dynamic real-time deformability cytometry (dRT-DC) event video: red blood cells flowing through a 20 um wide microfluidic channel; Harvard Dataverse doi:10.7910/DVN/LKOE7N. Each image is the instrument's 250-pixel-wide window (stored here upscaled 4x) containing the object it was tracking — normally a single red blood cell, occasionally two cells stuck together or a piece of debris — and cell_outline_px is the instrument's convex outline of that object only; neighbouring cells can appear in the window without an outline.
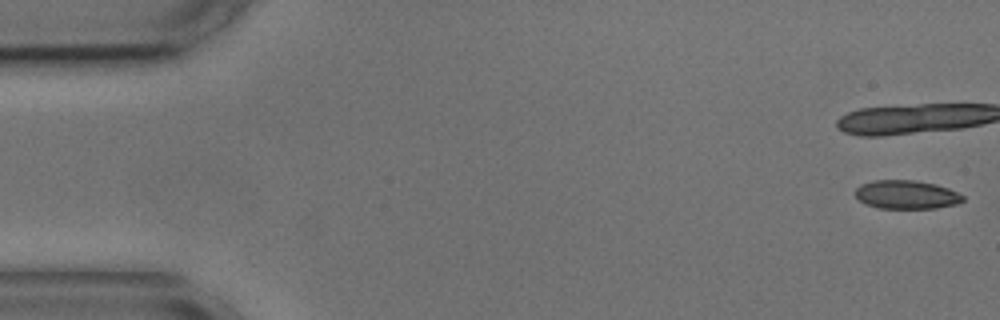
{"species": "common noctule bat (a hibernating species)", "species_latin": "Nyctalus noctula", "temperature_condition": "cold", "stored_images_in_passage": 11, "camera_frame_rate_fps": 3000, "um_per_image_px": 0.085, "animal": {"sex": "male", "body_mass_g": 17.9, "forearm_length_mm": 54.2}, "frame": {"image": 1, "passage_image": 1, "time_ms": 0.0, "image_size_px": [1000, 320], "cell_outline_px": [[964, 200], [956, 204], [936, 208], [880, 208], [864, 204], [856, 196], [856, 188], [860, 184], [872, 180], [916, 180], [936, 184], [948, 188], [964, 196]], "centroid_in_image_um": [77.03, 16.53], "position_along_channel_um": 8.0, "area_um2": 17.98}}
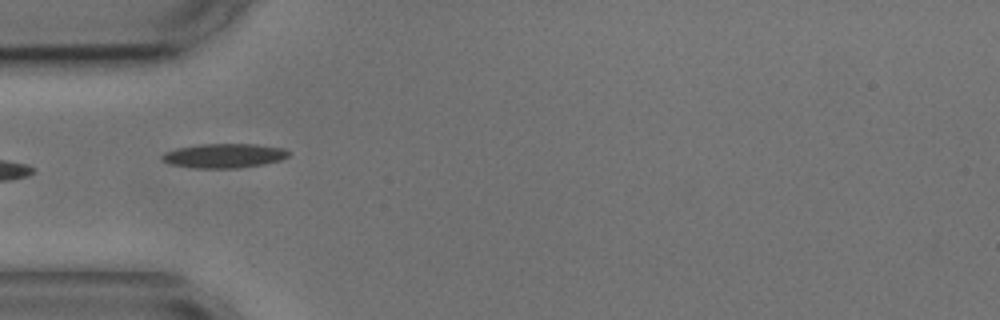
{"frame": {"image": 2, "passage_image": 5, "time_ms": 5.667, "image_size_px": [1000, 320], "cell_outline_px": [[292, 152], [288, 156], [280, 160], [264, 164], [236, 168], [196, 168], [172, 164], [160, 160], [160, 156], [164, 152], [176, 148], [200, 144], [256, 144], [284, 148]], "centroid_in_image_um": [19.05, 13.23], "position_along_channel_um": 66.0, "area_um2": 18.03}}